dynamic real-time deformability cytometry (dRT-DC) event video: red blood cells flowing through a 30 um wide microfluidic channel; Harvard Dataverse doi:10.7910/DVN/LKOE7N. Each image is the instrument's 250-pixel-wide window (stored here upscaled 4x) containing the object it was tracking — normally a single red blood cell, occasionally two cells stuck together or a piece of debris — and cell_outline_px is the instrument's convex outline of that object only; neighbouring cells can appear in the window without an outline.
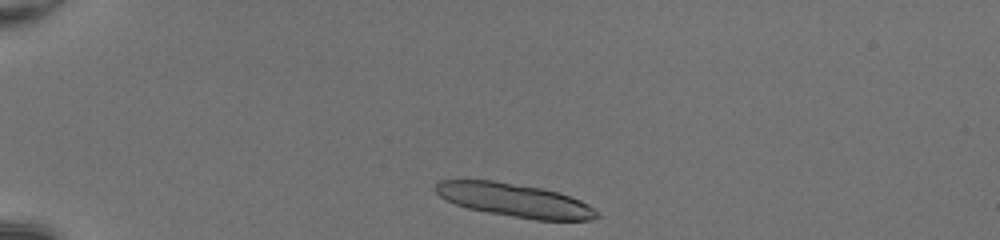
{"species": "common noctule bat (a hibernating species)", "species_latin": "Nyctalus noctula", "temperature_condition": "room temperature", "stored_images_in_passage": 39, "segment_of_instrument_passage": [1, 2], "camera_frame_rate_fps": 3000, "um_per_image_px": 0.085, "animal": {"sex": "female", "body_mass_g": 20.0, "forearm_length_mm": 54.0}, "frame": {"image": 1, "passage_image": 1, "time_ms": 0.0, "image_size_px": [1000, 240], "cell_outline_px": [[600, 216], [592, 220], [536, 220], [488, 212], [468, 208], [456, 204], [440, 196], [436, 192], [436, 184], [440, 180], [492, 180], [540, 188], [556, 192], [580, 200], [588, 204], [600, 212]], "centroid_in_image_um": [43.79, 17.03], "position_along_channel_um": 41.2, "area_um2": 31.1}}